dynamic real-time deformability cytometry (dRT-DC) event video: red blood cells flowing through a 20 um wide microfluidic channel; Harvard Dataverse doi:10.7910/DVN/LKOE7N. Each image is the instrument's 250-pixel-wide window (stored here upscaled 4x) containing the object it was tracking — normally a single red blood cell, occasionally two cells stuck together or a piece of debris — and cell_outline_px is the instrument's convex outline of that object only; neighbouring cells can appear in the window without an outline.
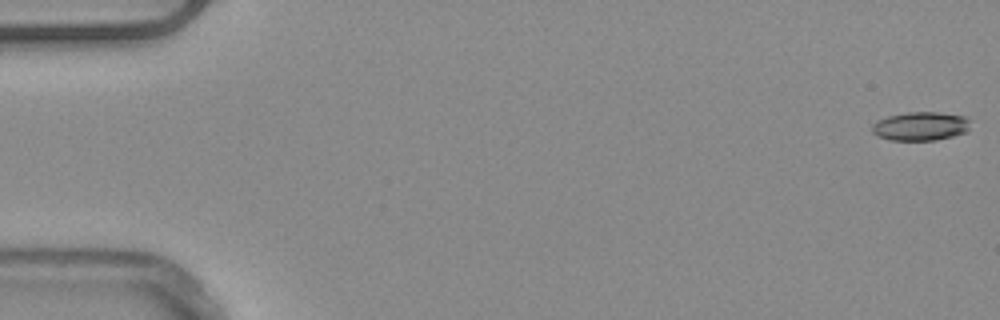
{"species": "common noctule bat (a hibernating species)", "species_latin": "Nyctalus noctula", "temperature_condition": "warm", "stored_images_in_passage": 53, "camera_frame_rate_fps": 3000, "um_per_image_px": 0.085, "animal": {"sex": "male", "body_mass_g": 20.4}, "frame": {"image": 1, "passage_image": 1, "time_ms": 0.0, "image_size_px": [1000, 320], "cell_outline_px": [[968, 132], [936, 140], [888, 140], [876, 136], [872, 132], [872, 124], [876, 120], [888, 116], [908, 112], [940, 112], [968, 116]], "centroid_in_image_um": [78.23, 10.72], "position_along_channel_um": 6.8, "area_um2": 16.65}}
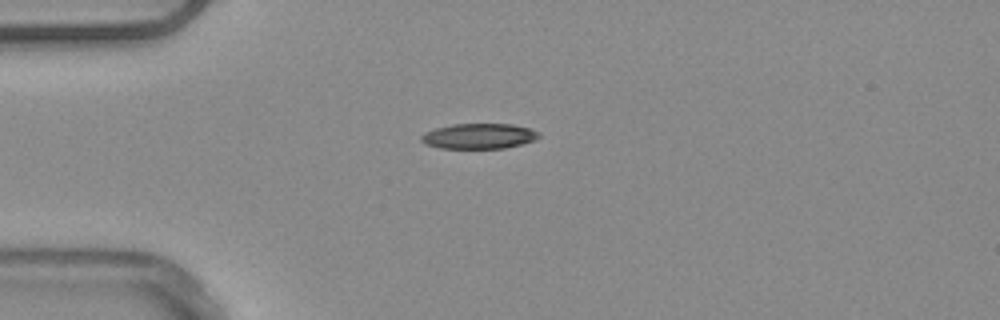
{"frame": {"image": 2, "passage_image": 14, "time_ms": 4.333, "image_size_px": [1000, 320], "cell_outline_px": [[540, 136], [532, 140], [520, 144], [504, 148], [440, 148], [424, 144], [420, 140], [420, 136], [424, 132], [436, 128], [452, 124], [512, 124], [528, 128], [540, 132]], "centroid_in_image_um": [40.66, 11.57], "position_along_channel_um": 44.3, "area_um2": 17.28}}
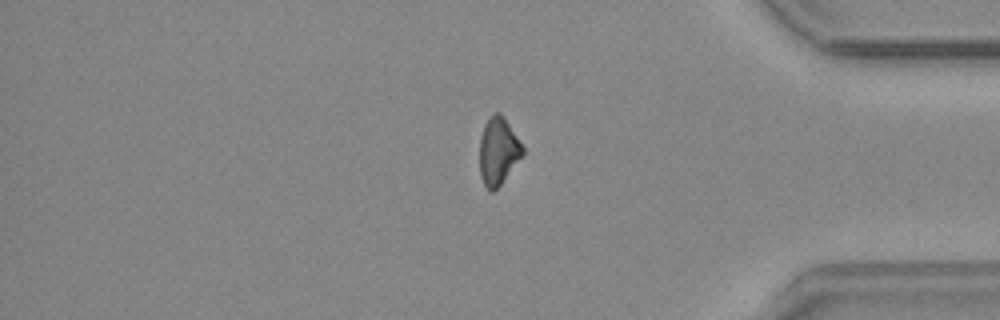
{"frame": {"image": 3, "passage_image": 44, "time_ms": 14.333, "image_size_px": [1000, 320], "cell_outline_px": [[524, 152], [500, 184], [492, 192], [488, 192], [480, 176], [480, 136], [484, 124], [492, 112], [500, 112], [504, 116], [524, 148]], "centroid_in_image_um": [42.32, 12.81], "position_along_channel_um": 392.9, "area_um2": 16.76}, "authors_computed_cell_mechanics": {"area_um2": 17.3978, "velocity_mm_per_s": 3.9228, "shape_relaxation_time_tau1_ms": 5.5515, "shape_relaxation_time_tau2_ms": null, "deformation_change_tau1": 0.1272, "deformation_change_tau2": null}}